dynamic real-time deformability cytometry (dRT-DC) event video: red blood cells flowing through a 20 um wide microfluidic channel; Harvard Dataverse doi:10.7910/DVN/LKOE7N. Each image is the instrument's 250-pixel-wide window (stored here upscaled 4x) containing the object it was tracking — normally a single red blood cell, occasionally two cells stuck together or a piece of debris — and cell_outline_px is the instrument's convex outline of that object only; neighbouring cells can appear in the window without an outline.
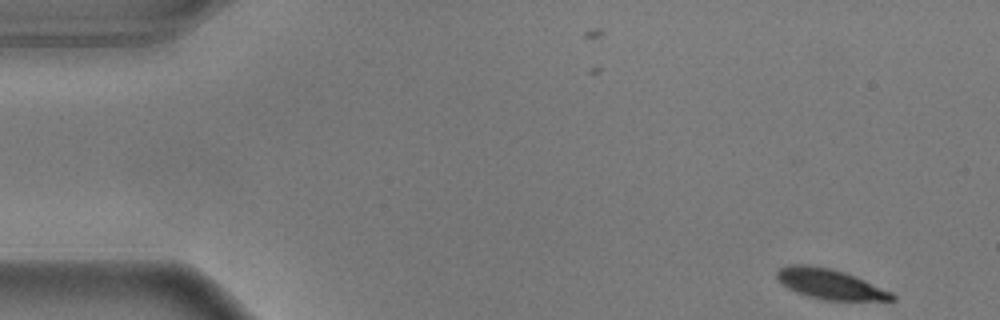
{"species": "common noctule bat (a hibernating species)", "species_latin": "Nyctalus noctula", "temperature_condition": "warm", "stored_images_in_passage": 13, "segment_of_instrument_passage": [1, 2], "camera_frame_rate_fps": 3000, "um_per_image_px": 0.085, "animal": {"sex": "male", "body_mass_g": 17.9}, "frame": {"image": 1, "passage_image": 1, "time_ms": 0.0, "image_size_px": [1000, 320], "cell_outline_px": [[896, 300], [820, 300], [796, 292], [780, 284], [776, 276], [776, 272], [780, 268], [788, 264], [808, 264], [828, 268], [844, 272], [864, 280], [892, 292], [896, 296]], "centroid_in_image_um": [70.5, 24.14], "position_along_channel_um": 14.5, "area_um2": 20.23}}